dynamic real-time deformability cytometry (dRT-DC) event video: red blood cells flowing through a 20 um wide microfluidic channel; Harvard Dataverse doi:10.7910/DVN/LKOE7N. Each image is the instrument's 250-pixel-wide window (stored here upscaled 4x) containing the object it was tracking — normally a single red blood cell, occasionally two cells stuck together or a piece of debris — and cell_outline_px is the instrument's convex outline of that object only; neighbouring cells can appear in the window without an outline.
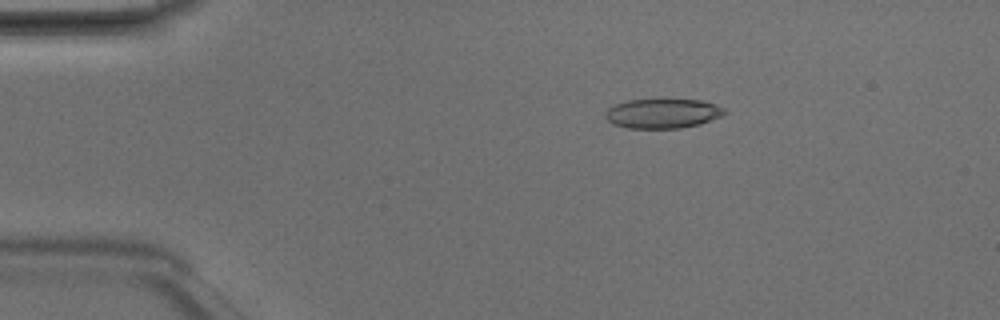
{"species": "Egyptian fruit bat (a non-hibernating species)", "species_latin": "Rousettus aegyptiacus", "temperature_condition": "room temperature", "stored_images_in_passage": 5, "camera_frame_rate_fps": 3000, "um_per_image_px": 0.085, "animal": {"sex": "male"}, "frame": {"image": 1, "passage_image": 2, "time_ms": 0.333, "image_size_px": [1000, 320], "cell_outline_px": [[728, 112], [720, 116], [700, 124], [680, 128], [628, 128], [612, 124], [604, 116], [604, 112], [608, 108], [616, 104], [628, 100], [700, 100], [716, 104], [724, 108]], "centroid_in_image_um": [56.31, 9.65], "position_along_channel_um": 28.7, "area_um2": 20.46}}
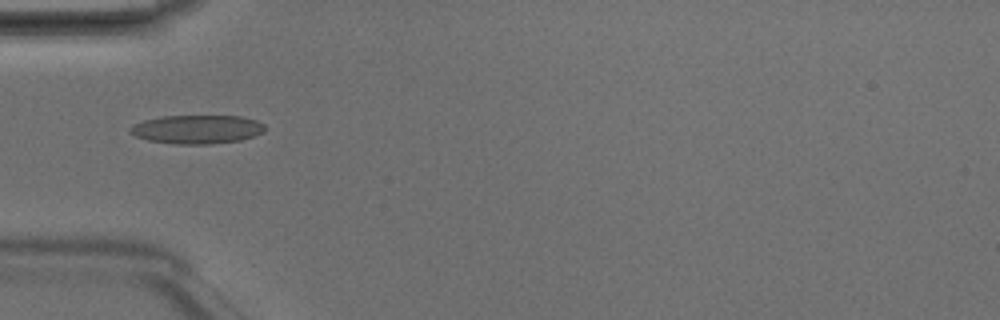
{"frame": {"image": 2, "passage_image": 4, "time_ms": 1.0, "image_size_px": [1000, 320], "cell_outline_px": [[264, 132], [240, 140], [208, 144], [176, 144], [148, 140], [136, 136], [128, 132], [128, 128], [132, 124], [144, 120], [164, 116], [240, 116], [256, 120], [264, 124]], "centroid_in_image_um": [16.71, 10.99], "position_along_channel_um": 68.3, "area_um2": 22.48}}